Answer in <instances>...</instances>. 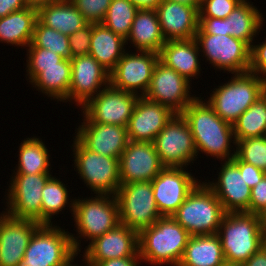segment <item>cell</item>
Instances as JSON below:
<instances>
[{
    "label": "cell",
    "instance_id": "6da1fadb",
    "mask_svg": "<svg viewBox=\"0 0 266 266\" xmlns=\"http://www.w3.org/2000/svg\"><path fill=\"white\" fill-rule=\"evenodd\" d=\"M190 125L197 153L231 160L230 141L234 137L233 125L222 120L207 103L196 97L181 113Z\"/></svg>",
    "mask_w": 266,
    "mask_h": 266
},
{
    "label": "cell",
    "instance_id": "7a4b0ae2",
    "mask_svg": "<svg viewBox=\"0 0 266 266\" xmlns=\"http://www.w3.org/2000/svg\"><path fill=\"white\" fill-rule=\"evenodd\" d=\"M191 235L172 217L162 216L138 233L141 260L178 266Z\"/></svg>",
    "mask_w": 266,
    "mask_h": 266
},
{
    "label": "cell",
    "instance_id": "3957f363",
    "mask_svg": "<svg viewBox=\"0 0 266 266\" xmlns=\"http://www.w3.org/2000/svg\"><path fill=\"white\" fill-rule=\"evenodd\" d=\"M217 235L229 264H244L265 245L261 217L256 214L226 213Z\"/></svg>",
    "mask_w": 266,
    "mask_h": 266
},
{
    "label": "cell",
    "instance_id": "277c9868",
    "mask_svg": "<svg viewBox=\"0 0 266 266\" xmlns=\"http://www.w3.org/2000/svg\"><path fill=\"white\" fill-rule=\"evenodd\" d=\"M226 212L214 192L197 184L172 217L191 235L217 234Z\"/></svg>",
    "mask_w": 266,
    "mask_h": 266
},
{
    "label": "cell",
    "instance_id": "5b68a950",
    "mask_svg": "<svg viewBox=\"0 0 266 266\" xmlns=\"http://www.w3.org/2000/svg\"><path fill=\"white\" fill-rule=\"evenodd\" d=\"M79 243L73 235L52 224H41L33 233L20 266H73Z\"/></svg>",
    "mask_w": 266,
    "mask_h": 266
},
{
    "label": "cell",
    "instance_id": "8992f818",
    "mask_svg": "<svg viewBox=\"0 0 266 266\" xmlns=\"http://www.w3.org/2000/svg\"><path fill=\"white\" fill-rule=\"evenodd\" d=\"M265 92L266 83L261 75L238 73L230 82L213 91L208 104L222 120L233 125Z\"/></svg>",
    "mask_w": 266,
    "mask_h": 266
},
{
    "label": "cell",
    "instance_id": "52a82bcc",
    "mask_svg": "<svg viewBox=\"0 0 266 266\" xmlns=\"http://www.w3.org/2000/svg\"><path fill=\"white\" fill-rule=\"evenodd\" d=\"M115 196L119 204L120 224L138 233L162 217L149 181L121 184Z\"/></svg>",
    "mask_w": 266,
    "mask_h": 266
},
{
    "label": "cell",
    "instance_id": "ba28073f",
    "mask_svg": "<svg viewBox=\"0 0 266 266\" xmlns=\"http://www.w3.org/2000/svg\"><path fill=\"white\" fill-rule=\"evenodd\" d=\"M75 166L84 182L98 195L115 196L120 188L119 158L101 155L74 141Z\"/></svg>",
    "mask_w": 266,
    "mask_h": 266
},
{
    "label": "cell",
    "instance_id": "9c48e42d",
    "mask_svg": "<svg viewBox=\"0 0 266 266\" xmlns=\"http://www.w3.org/2000/svg\"><path fill=\"white\" fill-rule=\"evenodd\" d=\"M96 197L78 199L71 205L79 234L91 239V242L120 224L116 196L112 195L111 200L109 195Z\"/></svg>",
    "mask_w": 266,
    "mask_h": 266
},
{
    "label": "cell",
    "instance_id": "30bf717a",
    "mask_svg": "<svg viewBox=\"0 0 266 266\" xmlns=\"http://www.w3.org/2000/svg\"><path fill=\"white\" fill-rule=\"evenodd\" d=\"M153 143L165 167L186 166L197 156L190 125L182 114H175Z\"/></svg>",
    "mask_w": 266,
    "mask_h": 266
},
{
    "label": "cell",
    "instance_id": "8fae6325",
    "mask_svg": "<svg viewBox=\"0 0 266 266\" xmlns=\"http://www.w3.org/2000/svg\"><path fill=\"white\" fill-rule=\"evenodd\" d=\"M195 39L214 67L238 74L249 72L250 47L230 35L206 34L200 27Z\"/></svg>",
    "mask_w": 266,
    "mask_h": 266
},
{
    "label": "cell",
    "instance_id": "7c38bea8",
    "mask_svg": "<svg viewBox=\"0 0 266 266\" xmlns=\"http://www.w3.org/2000/svg\"><path fill=\"white\" fill-rule=\"evenodd\" d=\"M105 87L82 106L83 113L93 123L127 127L139 96L111 84Z\"/></svg>",
    "mask_w": 266,
    "mask_h": 266
},
{
    "label": "cell",
    "instance_id": "4fadbf2b",
    "mask_svg": "<svg viewBox=\"0 0 266 266\" xmlns=\"http://www.w3.org/2000/svg\"><path fill=\"white\" fill-rule=\"evenodd\" d=\"M50 173L16 174L9 191V217L33 219L41 224L42 190Z\"/></svg>",
    "mask_w": 266,
    "mask_h": 266
},
{
    "label": "cell",
    "instance_id": "5bb4252c",
    "mask_svg": "<svg viewBox=\"0 0 266 266\" xmlns=\"http://www.w3.org/2000/svg\"><path fill=\"white\" fill-rule=\"evenodd\" d=\"M189 82L175 70L158 61L144 97L169 107L176 114H181L196 98L188 94Z\"/></svg>",
    "mask_w": 266,
    "mask_h": 266
},
{
    "label": "cell",
    "instance_id": "9a60e30c",
    "mask_svg": "<svg viewBox=\"0 0 266 266\" xmlns=\"http://www.w3.org/2000/svg\"><path fill=\"white\" fill-rule=\"evenodd\" d=\"M182 167H164L151 181L153 196L162 216H172L198 184Z\"/></svg>",
    "mask_w": 266,
    "mask_h": 266
},
{
    "label": "cell",
    "instance_id": "2e32d148",
    "mask_svg": "<svg viewBox=\"0 0 266 266\" xmlns=\"http://www.w3.org/2000/svg\"><path fill=\"white\" fill-rule=\"evenodd\" d=\"M140 53L134 55L124 52L110 73V84L114 88L130 93H136L137 89H141V95H145L154 68L159 61V53L149 51H140Z\"/></svg>",
    "mask_w": 266,
    "mask_h": 266
},
{
    "label": "cell",
    "instance_id": "e0dca14e",
    "mask_svg": "<svg viewBox=\"0 0 266 266\" xmlns=\"http://www.w3.org/2000/svg\"><path fill=\"white\" fill-rule=\"evenodd\" d=\"M164 167L153 142L129 140L119 159L120 183L151 182Z\"/></svg>",
    "mask_w": 266,
    "mask_h": 266
},
{
    "label": "cell",
    "instance_id": "ac0fdd59",
    "mask_svg": "<svg viewBox=\"0 0 266 266\" xmlns=\"http://www.w3.org/2000/svg\"><path fill=\"white\" fill-rule=\"evenodd\" d=\"M139 252L138 232L118 224L114 229L94 239L85 251L87 266L114 258L134 257Z\"/></svg>",
    "mask_w": 266,
    "mask_h": 266
},
{
    "label": "cell",
    "instance_id": "d6986e66",
    "mask_svg": "<svg viewBox=\"0 0 266 266\" xmlns=\"http://www.w3.org/2000/svg\"><path fill=\"white\" fill-rule=\"evenodd\" d=\"M71 61V82L68 99L84 106L102 84H110V73L90 54L77 56ZM100 86V87H99Z\"/></svg>",
    "mask_w": 266,
    "mask_h": 266
},
{
    "label": "cell",
    "instance_id": "ffe728a7",
    "mask_svg": "<svg viewBox=\"0 0 266 266\" xmlns=\"http://www.w3.org/2000/svg\"><path fill=\"white\" fill-rule=\"evenodd\" d=\"M244 172L232 161H225L217 183H206L221 202L226 213H249L251 188L245 183Z\"/></svg>",
    "mask_w": 266,
    "mask_h": 266
},
{
    "label": "cell",
    "instance_id": "44dd1931",
    "mask_svg": "<svg viewBox=\"0 0 266 266\" xmlns=\"http://www.w3.org/2000/svg\"><path fill=\"white\" fill-rule=\"evenodd\" d=\"M139 96L127 126L128 138L131 141L154 142L176 113L167 106Z\"/></svg>",
    "mask_w": 266,
    "mask_h": 266
},
{
    "label": "cell",
    "instance_id": "7402d4cb",
    "mask_svg": "<svg viewBox=\"0 0 266 266\" xmlns=\"http://www.w3.org/2000/svg\"><path fill=\"white\" fill-rule=\"evenodd\" d=\"M86 119L78 128L76 138L89 150L112 158H119L129 142L127 127L99 124Z\"/></svg>",
    "mask_w": 266,
    "mask_h": 266
},
{
    "label": "cell",
    "instance_id": "603a6c76",
    "mask_svg": "<svg viewBox=\"0 0 266 266\" xmlns=\"http://www.w3.org/2000/svg\"><path fill=\"white\" fill-rule=\"evenodd\" d=\"M155 10L166 41L195 38L199 28L196 7L163 0Z\"/></svg>",
    "mask_w": 266,
    "mask_h": 266
},
{
    "label": "cell",
    "instance_id": "cb8c5ba5",
    "mask_svg": "<svg viewBox=\"0 0 266 266\" xmlns=\"http://www.w3.org/2000/svg\"><path fill=\"white\" fill-rule=\"evenodd\" d=\"M33 219L7 217L0 227V266H20L34 231L40 226Z\"/></svg>",
    "mask_w": 266,
    "mask_h": 266
},
{
    "label": "cell",
    "instance_id": "d4e9b609",
    "mask_svg": "<svg viewBox=\"0 0 266 266\" xmlns=\"http://www.w3.org/2000/svg\"><path fill=\"white\" fill-rule=\"evenodd\" d=\"M199 49L195 38L168 40L161 47L159 61L189 81L199 73Z\"/></svg>",
    "mask_w": 266,
    "mask_h": 266
},
{
    "label": "cell",
    "instance_id": "484cf974",
    "mask_svg": "<svg viewBox=\"0 0 266 266\" xmlns=\"http://www.w3.org/2000/svg\"><path fill=\"white\" fill-rule=\"evenodd\" d=\"M38 20L46 27L71 35L88 22L71 0H60L37 6Z\"/></svg>",
    "mask_w": 266,
    "mask_h": 266
},
{
    "label": "cell",
    "instance_id": "4316f807",
    "mask_svg": "<svg viewBox=\"0 0 266 266\" xmlns=\"http://www.w3.org/2000/svg\"><path fill=\"white\" fill-rule=\"evenodd\" d=\"M30 82L50 97L64 101L68 99L71 82V61L63 59L59 66L28 67Z\"/></svg>",
    "mask_w": 266,
    "mask_h": 266
},
{
    "label": "cell",
    "instance_id": "83f0119b",
    "mask_svg": "<svg viewBox=\"0 0 266 266\" xmlns=\"http://www.w3.org/2000/svg\"><path fill=\"white\" fill-rule=\"evenodd\" d=\"M127 40H132L138 51L159 53L166 43L155 9H139L133 20Z\"/></svg>",
    "mask_w": 266,
    "mask_h": 266
},
{
    "label": "cell",
    "instance_id": "f1b7e54d",
    "mask_svg": "<svg viewBox=\"0 0 266 266\" xmlns=\"http://www.w3.org/2000/svg\"><path fill=\"white\" fill-rule=\"evenodd\" d=\"M125 39L115 34L102 23H92L91 47L89 54L109 73L122 58Z\"/></svg>",
    "mask_w": 266,
    "mask_h": 266
},
{
    "label": "cell",
    "instance_id": "f546056e",
    "mask_svg": "<svg viewBox=\"0 0 266 266\" xmlns=\"http://www.w3.org/2000/svg\"><path fill=\"white\" fill-rule=\"evenodd\" d=\"M226 263L217 234L191 236L178 266H223Z\"/></svg>",
    "mask_w": 266,
    "mask_h": 266
},
{
    "label": "cell",
    "instance_id": "4dcf8cb0",
    "mask_svg": "<svg viewBox=\"0 0 266 266\" xmlns=\"http://www.w3.org/2000/svg\"><path fill=\"white\" fill-rule=\"evenodd\" d=\"M38 9L29 5L0 18V41L19 46L32 42Z\"/></svg>",
    "mask_w": 266,
    "mask_h": 266
},
{
    "label": "cell",
    "instance_id": "1f68e13d",
    "mask_svg": "<svg viewBox=\"0 0 266 266\" xmlns=\"http://www.w3.org/2000/svg\"><path fill=\"white\" fill-rule=\"evenodd\" d=\"M256 9L243 0L226 18L227 33L244 41L249 47L263 21L262 15Z\"/></svg>",
    "mask_w": 266,
    "mask_h": 266
},
{
    "label": "cell",
    "instance_id": "d6a6232c",
    "mask_svg": "<svg viewBox=\"0 0 266 266\" xmlns=\"http://www.w3.org/2000/svg\"><path fill=\"white\" fill-rule=\"evenodd\" d=\"M234 141L266 136V92L233 124Z\"/></svg>",
    "mask_w": 266,
    "mask_h": 266
},
{
    "label": "cell",
    "instance_id": "836d02e7",
    "mask_svg": "<svg viewBox=\"0 0 266 266\" xmlns=\"http://www.w3.org/2000/svg\"><path fill=\"white\" fill-rule=\"evenodd\" d=\"M29 139V140H28ZM16 174L49 173V154L39 138H27L20 145Z\"/></svg>",
    "mask_w": 266,
    "mask_h": 266
},
{
    "label": "cell",
    "instance_id": "e575fe53",
    "mask_svg": "<svg viewBox=\"0 0 266 266\" xmlns=\"http://www.w3.org/2000/svg\"><path fill=\"white\" fill-rule=\"evenodd\" d=\"M138 10L129 0H112L101 23L126 40Z\"/></svg>",
    "mask_w": 266,
    "mask_h": 266
},
{
    "label": "cell",
    "instance_id": "d590c367",
    "mask_svg": "<svg viewBox=\"0 0 266 266\" xmlns=\"http://www.w3.org/2000/svg\"><path fill=\"white\" fill-rule=\"evenodd\" d=\"M28 47H41L57 53L65 59H71L68 35L46 27L39 20L36 21L32 42Z\"/></svg>",
    "mask_w": 266,
    "mask_h": 266
},
{
    "label": "cell",
    "instance_id": "8d00e7d4",
    "mask_svg": "<svg viewBox=\"0 0 266 266\" xmlns=\"http://www.w3.org/2000/svg\"><path fill=\"white\" fill-rule=\"evenodd\" d=\"M68 191L60 180L50 177L42 190L41 224H49L51 216L63 210Z\"/></svg>",
    "mask_w": 266,
    "mask_h": 266
},
{
    "label": "cell",
    "instance_id": "74e56055",
    "mask_svg": "<svg viewBox=\"0 0 266 266\" xmlns=\"http://www.w3.org/2000/svg\"><path fill=\"white\" fill-rule=\"evenodd\" d=\"M236 156L245 163L264 170L266 167V136L246 138L234 142Z\"/></svg>",
    "mask_w": 266,
    "mask_h": 266
},
{
    "label": "cell",
    "instance_id": "f35d334b",
    "mask_svg": "<svg viewBox=\"0 0 266 266\" xmlns=\"http://www.w3.org/2000/svg\"><path fill=\"white\" fill-rule=\"evenodd\" d=\"M88 23H101L112 0H71Z\"/></svg>",
    "mask_w": 266,
    "mask_h": 266
},
{
    "label": "cell",
    "instance_id": "ab89813d",
    "mask_svg": "<svg viewBox=\"0 0 266 266\" xmlns=\"http://www.w3.org/2000/svg\"><path fill=\"white\" fill-rule=\"evenodd\" d=\"M243 0H201L199 17L227 18Z\"/></svg>",
    "mask_w": 266,
    "mask_h": 266
},
{
    "label": "cell",
    "instance_id": "60d3db41",
    "mask_svg": "<svg viewBox=\"0 0 266 266\" xmlns=\"http://www.w3.org/2000/svg\"><path fill=\"white\" fill-rule=\"evenodd\" d=\"M92 23H87L68 36L71 58L88 55L91 47Z\"/></svg>",
    "mask_w": 266,
    "mask_h": 266
},
{
    "label": "cell",
    "instance_id": "b9f144b4",
    "mask_svg": "<svg viewBox=\"0 0 266 266\" xmlns=\"http://www.w3.org/2000/svg\"><path fill=\"white\" fill-rule=\"evenodd\" d=\"M29 59L27 67H51L59 66L64 57L48 49L41 47H29Z\"/></svg>",
    "mask_w": 266,
    "mask_h": 266
},
{
    "label": "cell",
    "instance_id": "7bdbcfd3",
    "mask_svg": "<svg viewBox=\"0 0 266 266\" xmlns=\"http://www.w3.org/2000/svg\"><path fill=\"white\" fill-rule=\"evenodd\" d=\"M266 210V176L251 188L249 213L261 216Z\"/></svg>",
    "mask_w": 266,
    "mask_h": 266
},
{
    "label": "cell",
    "instance_id": "ee69618b",
    "mask_svg": "<svg viewBox=\"0 0 266 266\" xmlns=\"http://www.w3.org/2000/svg\"><path fill=\"white\" fill-rule=\"evenodd\" d=\"M249 72L256 73V75L263 73L266 77V41L256 46L251 45ZM265 77L262 80L266 83Z\"/></svg>",
    "mask_w": 266,
    "mask_h": 266
},
{
    "label": "cell",
    "instance_id": "f6af8a7d",
    "mask_svg": "<svg viewBox=\"0 0 266 266\" xmlns=\"http://www.w3.org/2000/svg\"><path fill=\"white\" fill-rule=\"evenodd\" d=\"M231 160L239 167L240 172H244L245 183L250 188L257 185L265 176L263 169L241 161L236 155Z\"/></svg>",
    "mask_w": 266,
    "mask_h": 266
},
{
    "label": "cell",
    "instance_id": "bcb514c9",
    "mask_svg": "<svg viewBox=\"0 0 266 266\" xmlns=\"http://www.w3.org/2000/svg\"><path fill=\"white\" fill-rule=\"evenodd\" d=\"M199 27L211 35H229L227 33L226 18L199 17Z\"/></svg>",
    "mask_w": 266,
    "mask_h": 266
},
{
    "label": "cell",
    "instance_id": "7dc6e473",
    "mask_svg": "<svg viewBox=\"0 0 266 266\" xmlns=\"http://www.w3.org/2000/svg\"><path fill=\"white\" fill-rule=\"evenodd\" d=\"M29 5L30 3L27 0H0V18Z\"/></svg>",
    "mask_w": 266,
    "mask_h": 266
},
{
    "label": "cell",
    "instance_id": "c3c4849f",
    "mask_svg": "<svg viewBox=\"0 0 266 266\" xmlns=\"http://www.w3.org/2000/svg\"><path fill=\"white\" fill-rule=\"evenodd\" d=\"M137 259H141L139 252L134 257L114 258L105 261H99L94 266H136Z\"/></svg>",
    "mask_w": 266,
    "mask_h": 266
},
{
    "label": "cell",
    "instance_id": "681fc988",
    "mask_svg": "<svg viewBox=\"0 0 266 266\" xmlns=\"http://www.w3.org/2000/svg\"><path fill=\"white\" fill-rule=\"evenodd\" d=\"M244 266H266V246L254 253L244 264Z\"/></svg>",
    "mask_w": 266,
    "mask_h": 266
},
{
    "label": "cell",
    "instance_id": "f907efd6",
    "mask_svg": "<svg viewBox=\"0 0 266 266\" xmlns=\"http://www.w3.org/2000/svg\"><path fill=\"white\" fill-rule=\"evenodd\" d=\"M138 9H155L163 0H129Z\"/></svg>",
    "mask_w": 266,
    "mask_h": 266
},
{
    "label": "cell",
    "instance_id": "816d5d0a",
    "mask_svg": "<svg viewBox=\"0 0 266 266\" xmlns=\"http://www.w3.org/2000/svg\"><path fill=\"white\" fill-rule=\"evenodd\" d=\"M167 1H174L183 5H189V6H194L198 10L200 9L201 5V0H167Z\"/></svg>",
    "mask_w": 266,
    "mask_h": 266
},
{
    "label": "cell",
    "instance_id": "f5cc1de1",
    "mask_svg": "<svg viewBox=\"0 0 266 266\" xmlns=\"http://www.w3.org/2000/svg\"><path fill=\"white\" fill-rule=\"evenodd\" d=\"M30 5H34V6H38L40 4H44V3H50V2H54V1H60V0H27Z\"/></svg>",
    "mask_w": 266,
    "mask_h": 266
},
{
    "label": "cell",
    "instance_id": "db71d44e",
    "mask_svg": "<svg viewBox=\"0 0 266 266\" xmlns=\"http://www.w3.org/2000/svg\"><path fill=\"white\" fill-rule=\"evenodd\" d=\"M260 217H261V222H262L263 228H266V210L264 211V213Z\"/></svg>",
    "mask_w": 266,
    "mask_h": 266
},
{
    "label": "cell",
    "instance_id": "11a10c76",
    "mask_svg": "<svg viewBox=\"0 0 266 266\" xmlns=\"http://www.w3.org/2000/svg\"><path fill=\"white\" fill-rule=\"evenodd\" d=\"M7 214L8 213H6V215L2 214V216L0 217V227H1L2 223L4 222V220L9 216Z\"/></svg>",
    "mask_w": 266,
    "mask_h": 266
},
{
    "label": "cell",
    "instance_id": "9f6ffc18",
    "mask_svg": "<svg viewBox=\"0 0 266 266\" xmlns=\"http://www.w3.org/2000/svg\"><path fill=\"white\" fill-rule=\"evenodd\" d=\"M223 266H244L243 264H229L225 263Z\"/></svg>",
    "mask_w": 266,
    "mask_h": 266
},
{
    "label": "cell",
    "instance_id": "6f0895ef",
    "mask_svg": "<svg viewBox=\"0 0 266 266\" xmlns=\"http://www.w3.org/2000/svg\"><path fill=\"white\" fill-rule=\"evenodd\" d=\"M264 244L266 246V228H264Z\"/></svg>",
    "mask_w": 266,
    "mask_h": 266
},
{
    "label": "cell",
    "instance_id": "680465c9",
    "mask_svg": "<svg viewBox=\"0 0 266 266\" xmlns=\"http://www.w3.org/2000/svg\"><path fill=\"white\" fill-rule=\"evenodd\" d=\"M263 171H264V174H265V176H266V167L264 168V170H263Z\"/></svg>",
    "mask_w": 266,
    "mask_h": 266
}]
</instances>
